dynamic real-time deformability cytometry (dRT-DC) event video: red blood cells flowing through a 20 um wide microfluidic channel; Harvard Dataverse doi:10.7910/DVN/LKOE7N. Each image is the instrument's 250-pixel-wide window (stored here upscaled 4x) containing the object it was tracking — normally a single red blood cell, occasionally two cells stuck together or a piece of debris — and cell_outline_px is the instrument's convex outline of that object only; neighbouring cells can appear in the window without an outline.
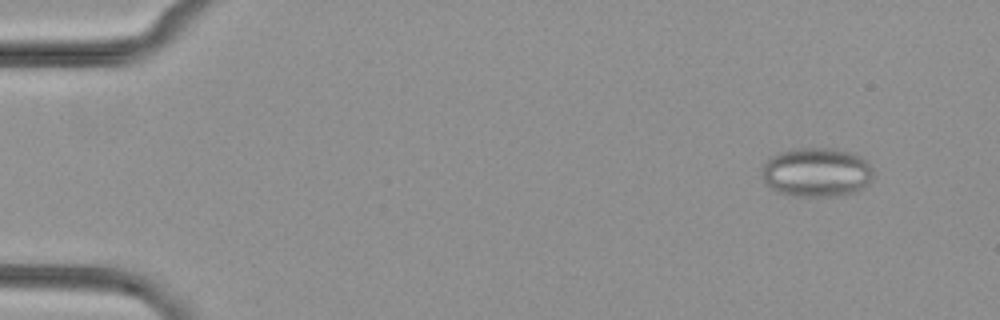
{"species": "common noctule bat (a hibernating species)", "species_latin": "Nyctalus noctula", "temperature_condition": "cold", "stored_images_in_passage": 53, "segment_of_instrument_passage": [1, 2], "camera_frame_rate_fps": 3000, "um_per_image_px": 0.085, "animal": {"sex": "female", "body_mass_g": 29.2, "forearm_length_mm": 56.3}, "frame": {"image": 1, "passage_image": 5, "time_ms": 1.333, "image_size_px": [1000, 320], "cell_outline_px": [[872, 180], [868, 184], [856, 192], [844, 196], [792, 196], [776, 192], [764, 184], [764, 164], [772, 156], [780, 152], [792, 148], [836, 148], [852, 152], [860, 156], [872, 168]], "centroid_in_image_um": [69.43, 14.65], "position_along_channel_um": 15.6, "area_um2": 32.25}}